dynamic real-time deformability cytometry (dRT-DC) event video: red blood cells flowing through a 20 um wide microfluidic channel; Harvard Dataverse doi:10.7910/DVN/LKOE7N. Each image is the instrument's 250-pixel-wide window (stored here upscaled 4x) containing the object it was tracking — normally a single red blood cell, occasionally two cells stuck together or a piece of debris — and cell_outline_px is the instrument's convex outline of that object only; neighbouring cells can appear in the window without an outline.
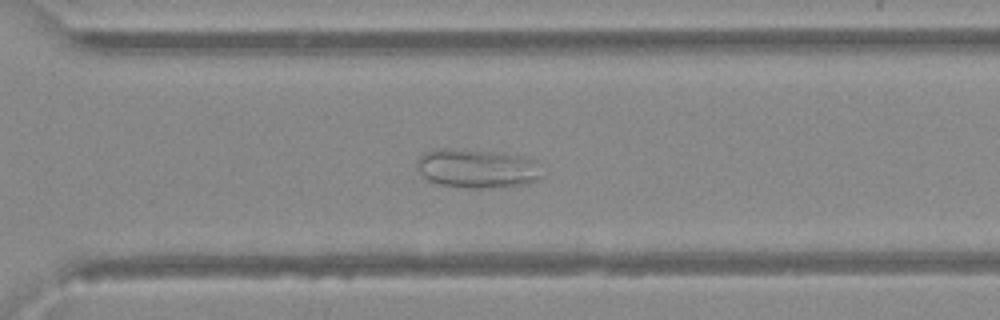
{"species": "Egyptian fruit bat (a non-hibernating species)", "species_latin": "Rousettus aegyptiacus", "temperature_condition": "warm", "stored_images_in_passage": 43, "camera_frame_rate_fps": 3000, "um_per_image_px": 0.085, "animal": {"sex": "female"}, "frame": {"image": 1, "passage_image": 29, "time_ms": 9.333, "image_size_px": [1000, 320], "cell_outline_px": [[544, 176], [528, 184], [500, 188], [468, 188], [436, 184], [428, 180], [420, 172], [416, 164], [416, 160], [424, 152], [432, 148], [448, 148], [492, 152], [520, 156], [532, 160]], "centroid_in_image_um": [40.5, 14.34], "position_along_channel_um": 330.1, "area_um2": 28.55}}
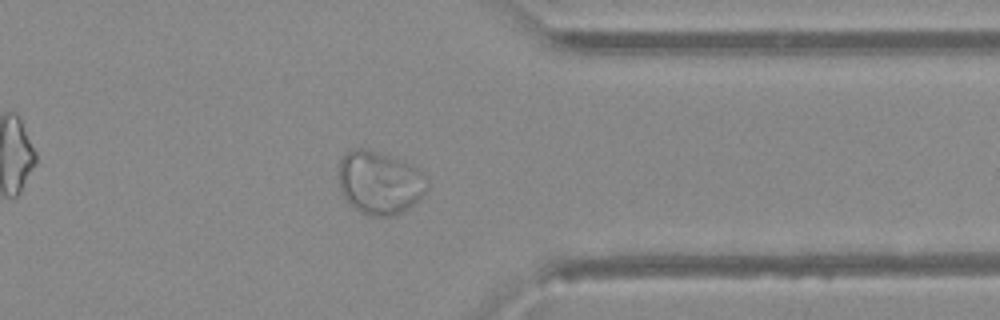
{"frame": {"image": 2, "passage_image": 33, "time_ms": 10.667, "image_size_px": [1000, 320], "cell_outline_px": [[428, 188], [408, 208], [392, 216], [368, 216], [360, 212], [348, 204], [340, 188], [336, 176], [340, 160], [348, 152], [360, 148], [364, 148], [400, 160], [416, 168], [428, 180]], "centroid_in_image_um": [32.21, 15.55], "position_along_channel_um": 379.2, "area_um2": 32.31}}
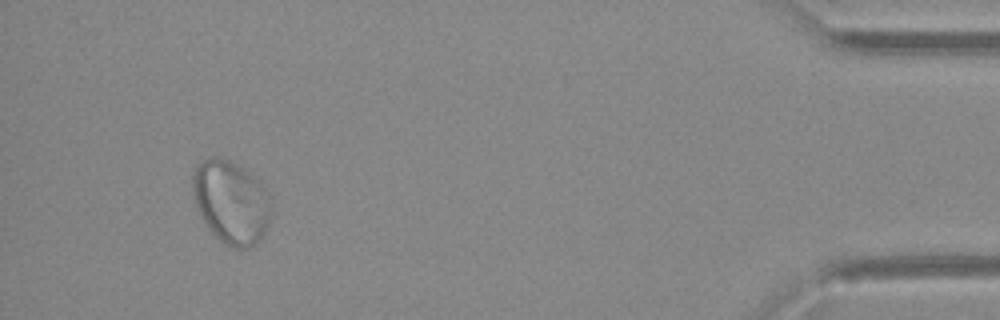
{"frame": {"image": 3, "passage_image": 40, "time_ms": 13.0, "image_size_px": [1000, 320], "cell_outline_px": [[268, 224], [264, 232], [256, 244], [248, 248], [232, 248], [224, 244], [208, 228], [196, 204], [192, 192], [192, 176], [196, 164], [212, 156], [224, 156], [260, 180], [268, 192]], "centroid_in_image_um": [19.61, 17.14], "position_along_channel_um": 415.6, "area_um2": 37.8}}